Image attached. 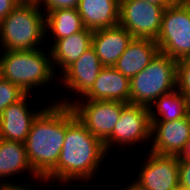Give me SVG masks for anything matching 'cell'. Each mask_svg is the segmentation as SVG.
I'll use <instances>...</instances> for the list:
<instances>
[{
	"mask_svg": "<svg viewBox=\"0 0 190 190\" xmlns=\"http://www.w3.org/2000/svg\"><path fill=\"white\" fill-rule=\"evenodd\" d=\"M106 155L103 142L92 135L76 118L72 108L66 105V134L59 161L39 180H59L62 185L74 179L88 181L96 174Z\"/></svg>",
	"mask_w": 190,
	"mask_h": 190,
	"instance_id": "obj_1",
	"label": "cell"
},
{
	"mask_svg": "<svg viewBox=\"0 0 190 190\" xmlns=\"http://www.w3.org/2000/svg\"><path fill=\"white\" fill-rule=\"evenodd\" d=\"M66 134V105L52 103L33 120L25 141L33 171L44 178L58 163Z\"/></svg>",
	"mask_w": 190,
	"mask_h": 190,
	"instance_id": "obj_2",
	"label": "cell"
},
{
	"mask_svg": "<svg viewBox=\"0 0 190 190\" xmlns=\"http://www.w3.org/2000/svg\"><path fill=\"white\" fill-rule=\"evenodd\" d=\"M34 0L18 4L0 21V44L4 50H36L45 39V15Z\"/></svg>",
	"mask_w": 190,
	"mask_h": 190,
	"instance_id": "obj_3",
	"label": "cell"
},
{
	"mask_svg": "<svg viewBox=\"0 0 190 190\" xmlns=\"http://www.w3.org/2000/svg\"><path fill=\"white\" fill-rule=\"evenodd\" d=\"M0 57V76L19 86L25 93L33 87L50 83L54 67L50 52L36 50H3ZM50 57V58H49Z\"/></svg>",
	"mask_w": 190,
	"mask_h": 190,
	"instance_id": "obj_4",
	"label": "cell"
},
{
	"mask_svg": "<svg viewBox=\"0 0 190 190\" xmlns=\"http://www.w3.org/2000/svg\"><path fill=\"white\" fill-rule=\"evenodd\" d=\"M177 60L158 53L150 64L130 79V104L149 107L177 88Z\"/></svg>",
	"mask_w": 190,
	"mask_h": 190,
	"instance_id": "obj_5",
	"label": "cell"
},
{
	"mask_svg": "<svg viewBox=\"0 0 190 190\" xmlns=\"http://www.w3.org/2000/svg\"><path fill=\"white\" fill-rule=\"evenodd\" d=\"M156 43L160 53L172 59L190 57V0L165 8Z\"/></svg>",
	"mask_w": 190,
	"mask_h": 190,
	"instance_id": "obj_6",
	"label": "cell"
},
{
	"mask_svg": "<svg viewBox=\"0 0 190 190\" xmlns=\"http://www.w3.org/2000/svg\"><path fill=\"white\" fill-rule=\"evenodd\" d=\"M57 103L69 105L76 118L102 142L112 134L122 109L128 104L108 100H86V102L63 100Z\"/></svg>",
	"mask_w": 190,
	"mask_h": 190,
	"instance_id": "obj_7",
	"label": "cell"
},
{
	"mask_svg": "<svg viewBox=\"0 0 190 190\" xmlns=\"http://www.w3.org/2000/svg\"><path fill=\"white\" fill-rule=\"evenodd\" d=\"M165 8L142 0H120L119 25L134 38L156 41Z\"/></svg>",
	"mask_w": 190,
	"mask_h": 190,
	"instance_id": "obj_8",
	"label": "cell"
},
{
	"mask_svg": "<svg viewBox=\"0 0 190 190\" xmlns=\"http://www.w3.org/2000/svg\"><path fill=\"white\" fill-rule=\"evenodd\" d=\"M151 137V121L149 108L144 105L128 103L121 111L118 123L112 134L103 142L106 152L111 145H130L141 141L149 142Z\"/></svg>",
	"mask_w": 190,
	"mask_h": 190,
	"instance_id": "obj_9",
	"label": "cell"
},
{
	"mask_svg": "<svg viewBox=\"0 0 190 190\" xmlns=\"http://www.w3.org/2000/svg\"><path fill=\"white\" fill-rule=\"evenodd\" d=\"M135 179L144 190H174L179 185L178 155H160L150 151Z\"/></svg>",
	"mask_w": 190,
	"mask_h": 190,
	"instance_id": "obj_10",
	"label": "cell"
},
{
	"mask_svg": "<svg viewBox=\"0 0 190 190\" xmlns=\"http://www.w3.org/2000/svg\"><path fill=\"white\" fill-rule=\"evenodd\" d=\"M151 137L154 139L149 151L160 155H179L190 137V113L174 121L151 122Z\"/></svg>",
	"mask_w": 190,
	"mask_h": 190,
	"instance_id": "obj_11",
	"label": "cell"
},
{
	"mask_svg": "<svg viewBox=\"0 0 190 190\" xmlns=\"http://www.w3.org/2000/svg\"><path fill=\"white\" fill-rule=\"evenodd\" d=\"M103 67L95 49L90 47L79 59L61 72L63 85L71 91L81 93L82 97L91 89Z\"/></svg>",
	"mask_w": 190,
	"mask_h": 190,
	"instance_id": "obj_12",
	"label": "cell"
},
{
	"mask_svg": "<svg viewBox=\"0 0 190 190\" xmlns=\"http://www.w3.org/2000/svg\"><path fill=\"white\" fill-rule=\"evenodd\" d=\"M28 95L3 110L0 116V138L25 143L33 120L43 110L31 113L26 102Z\"/></svg>",
	"mask_w": 190,
	"mask_h": 190,
	"instance_id": "obj_13",
	"label": "cell"
},
{
	"mask_svg": "<svg viewBox=\"0 0 190 190\" xmlns=\"http://www.w3.org/2000/svg\"><path fill=\"white\" fill-rule=\"evenodd\" d=\"M133 35L119 24L93 32L92 47L103 66L112 67L124 53Z\"/></svg>",
	"mask_w": 190,
	"mask_h": 190,
	"instance_id": "obj_14",
	"label": "cell"
},
{
	"mask_svg": "<svg viewBox=\"0 0 190 190\" xmlns=\"http://www.w3.org/2000/svg\"><path fill=\"white\" fill-rule=\"evenodd\" d=\"M83 99L130 103V79L113 66H104Z\"/></svg>",
	"mask_w": 190,
	"mask_h": 190,
	"instance_id": "obj_15",
	"label": "cell"
},
{
	"mask_svg": "<svg viewBox=\"0 0 190 190\" xmlns=\"http://www.w3.org/2000/svg\"><path fill=\"white\" fill-rule=\"evenodd\" d=\"M159 52L155 40L133 38L113 67L131 79L147 67Z\"/></svg>",
	"mask_w": 190,
	"mask_h": 190,
	"instance_id": "obj_16",
	"label": "cell"
},
{
	"mask_svg": "<svg viewBox=\"0 0 190 190\" xmlns=\"http://www.w3.org/2000/svg\"><path fill=\"white\" fill-rule=\"evenodd\" d=\"M76 9L86 29L95 31L119 24L120 0H80Z\"/></svg>",
	"mask_w": 190,
	"mask_h": 190,
	"instance_id": "obj_17",
	"label": "cell"
},
{
	"mask_svg": "<svg viewBox=\"0 0 190 190\" xmlns=\"http://www.w3.org/2000/svg\"><path fill=\"white\" fill-rule=\"evenodd\" d=\"M93 32L90 29L84 28L75 34L68 37L53 40V45L50 49L52 64L61 67L62 72L71 65L74 61L92 47Z\"/></svg>",
	"mask_w": 190,
	"mask_h": 190,
	"instance_id": "obj_18",
	"label": "cell"
},
{
	"mask_svg": "<svg viewBox=\"0 0 190 190\" xmlns=\"http://www.w3.org/2000/svg\"><path fill=\"white\" fill-rule=\"evenodd\" d=\"M25 170H29L34 178L40 179L28 162L25 143L0 138V178L7 179V176Z\"/></svg>",
	"mask_w": 190,
	"mask_h": 190,
	"instance_id": "obj_19",
	"label": "cell"
},
{
	"mask_svg": "<svg viewBox=\"0 0 190 190\" xmlns=\"http://www.w3.org/2000/svg\"><path fill=\"white\" fill-rule=\"evenodd\" d=\"M152 105L158 110L157 114ZM148 108L151 122L174 121L186 117L190 113V101L176 88L172 92L160 96ZM158 116L161 117L158 118Z\"/></svg>",
	"mask_w": 190,
	"mask_h": 190,
	"instance_id": "obj_20",
	"label": "cell"
},
{
	"mask_svg": "<svg viewBox=\"0 0 190 190\" xmlns=\"http://www.w3.org/2000/svg\"><path fill=\"white\" fill-rule=\"evenodd\" d=\"M45 32L49 29L58 40L82 31L85 27L76 8L56 9L45 12Z\"/></svg>",
	"mask_w": 190,
	"mask_h": 190,
	"instance_id": "obj_21",
	"label": "cell"
},
{
	"mask_svg": "<svg viewBox=\"0 0 190 190\" xmlns=\"http://www.w3.org/2000/svg\"><path fill=\"white\" fill-rule=\"evenodd\" d=\"M26 94L19 86L0 76V116L6 107L18 102Z\"/></svg>",
	"mask_w": 190,
	"mask_h": 190,
	"instance_id": "obj_22",
	"label": "cell"
},
{
	"mask_svg": "<svg viewBox=\"0 0 190 190\" xmlns=\"http://www.w3.org/2000/svg\"><path fill=\"white\" fill-rule=\"evenodd\" d=\"M177 89L190 101V57L177 62Z\"/></svg>",
	"mask_w": 190,
	"mask_h": 190,
	"instance_id": "obj_23",
	"label": "cell"
},
{
	"mask_svg": "<svg viewBox=\"0 0 190 190\" xmlns=\"http://www.w3.org/2000/svg\"><path fill=\"white\" fill-rule=\"evenodd\" d=\"M35 3L40 7L45 6V10L49 11L56 9H66V8H77L80 0H34ZM43 2V3H42ZM44 4V5H42Z\"/></svg>",
	"mask_w": 190,
	"mask_h": 190,
	"instance_id": "obj_24",
	"label": "cell"
},
{
	"mask_svg": "<svg viewBox=\"0 0 190 190\" xmlns=\"http://www.w3.org/2000/svg\"><path fill=\"white\" fill-rule=\"evenodd\" d=\"M179 185L190 188V159H179Z\"/></svg>",
	"mask_w": 190,
	"mask_h": 190,
	"instance_id": "obj_25",
	"label": "cell"
},
{
	"mask_svg": "<svg viewBox=\"0 0 190 190\" xmlns=\"http://www.w3.org/2000/svg\"><path fill=\"white\" fill-rule=\"evenodd\" d=\"M26 0H0V21L7 17L11 11Z\"/></svg>",
	"mask_w": 190,
	"mask_h": 190,
	"instance_id": "obj_26",
	"label": "cell"
},
{
	"mask_svg": "<svg viewBox=\"0 0 190 190\" xmlns=\"http://www.w3.org/2000/svg\"><path fill=\"white\" fill-rule=\"evenodd\" d=\"M142 1L149 2L151 4H155L158 6H162L163 8H167L169 6H172L178 3L180 0H142Z\"/></svg>",
	"mask_w": 190,
	"mask_h": 190,
	"instance_id": "obj_27",
	"label": "cell"
},
{
	"mask_svg": "<svg viewBox=\"0 0 190 190\" xmlns=\"http://www.w3.org/2000/svg\"><path fill=\"white\" fill-rule=\"evenodd\" d=\"M179 159H190V137L187 140L183 151L178 155Z\"/></svg>",
	"mask_w": 190,
	"mask_h": 190,
	"instance_id": "obj_28",
	"label": "cell"
},
{
	"mask_svg": "<svg viewBox=\"0 0 190 190\" xmlns=\"http://www.w3.org/2000/svg\"><path fill=\"white\" fill-rule=\"evenodd\" d=\"M0 190H11V182L8 181L2 182L3 180L0 179Z\"/></svg>",
	"mask_w": 190,
	"mask_h": 190,
	"instance_id": "obj_29",
	"label": "cell"
},
{
	"mask_svg": "<svg viewBox=\"0 0 190 190\" xmlns=\"http://www.w3.org/2000/svg\"><path fill=\"white\" fill-rule=\"evenodd\" d=\"M122 190H144L142 188H140L136 183H131V185H127L124 189Z\"/></svg>",
	"mask_w": 190,
	"mask_h": 190,
	"instance_id": "obj_30",
	"label": "cell"
},
{
	"mask_svg": "<svg viewBox=\"0 0 190 190\" xmlns=\"http://www.w3.org/2000/svg\"><path fill=\"white\" fill-rule=\"evenodd\" d=\"M11 190H34V188L33 189H30V188H26V187H23V186H21V185H15V184H13V182H12V184H11Z\"/></svg>",
	"mask_w": 190,
	"mask_h": 190,
	"instance_id": "obj_31",
	"label": "cell"
},
{
	"mask_svg": "<svg viewBox=\"0 0 190 190\" xmlns=\"http://www.w3.org/2000/svg\"><path fill=\"white\" fill-rule=\"evenodd\" d=\"M174 190H190V188L184 187L182 185H178Z\"/></svg>",
	"mask_w": 190,
	"mask_h": 190,
	"instance_id": "obj_32",
	"label": "cell"
}]
</instances>
